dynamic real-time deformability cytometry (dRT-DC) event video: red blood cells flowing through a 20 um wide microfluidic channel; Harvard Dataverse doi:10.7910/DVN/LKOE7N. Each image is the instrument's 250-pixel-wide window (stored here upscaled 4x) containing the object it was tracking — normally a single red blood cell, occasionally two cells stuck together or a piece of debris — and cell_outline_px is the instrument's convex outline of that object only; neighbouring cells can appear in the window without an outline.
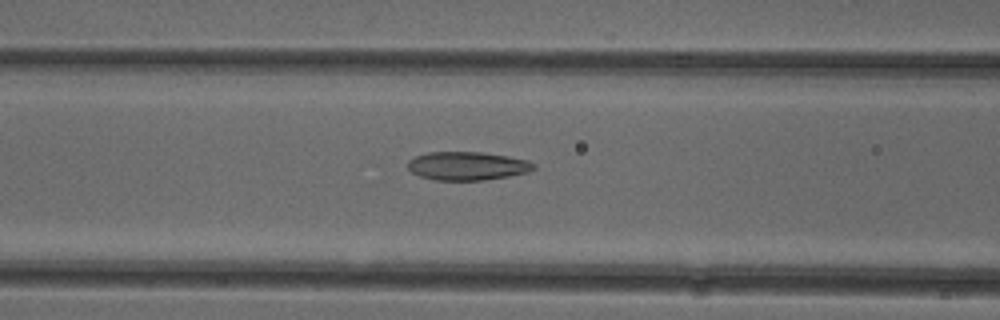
{"species": "common noctule bat (a hibernating species)", "species_latin": "Nyctalus noctula", "temperature_condition": "cold", "stored_images_in_passage": 52, "camera_frame_rate_fps": 3000, "um_per_image_px": 0.085, "animal": {"sex": "female"}, "frame": {"image": 1, "passage_image": 21, "time_ms": 6.667, "image_size_px": [1000, 320], "cell_outline_px": [[536, 168], [528, 172], [508, 176], [484, 180], [436, 180], [420, 176], [412, 172], [408, 168], [408, 160], [416, 156], [428, 152], [484, 152], [508, 156], [528, 160], [536, 164]], "centroid_in_image_um": [39.74, 14.1], "position_along_channel_um": 126.9, "area_um2": 20.92}}
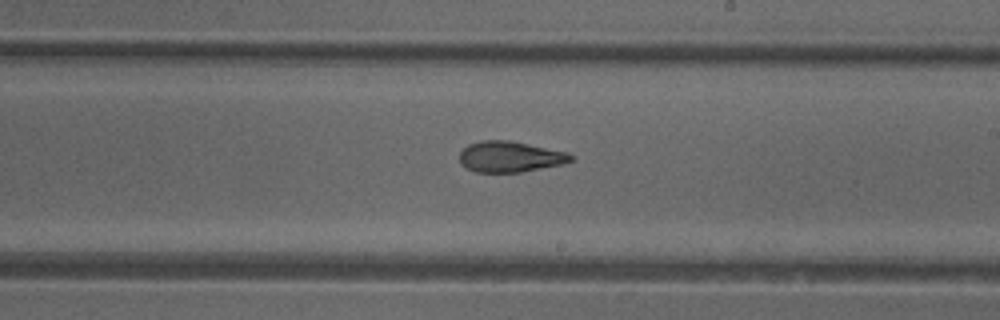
{"frame": {"image": 2, "passage_image": 30, "time_ms": 9.667, "image_size_px": [1000, 320], "cell_outline_px": [[576, 156], [572, 160], [560, 164], [520, 172], [476, 172], [460, 164], [460, 152], [468, 144], [480, 140], [508, 140], [568, 152]], "centroid_in_image_um": [43.34, 13.31], "position_along_channel_um": 245.7, "area_um2": 19.88}}
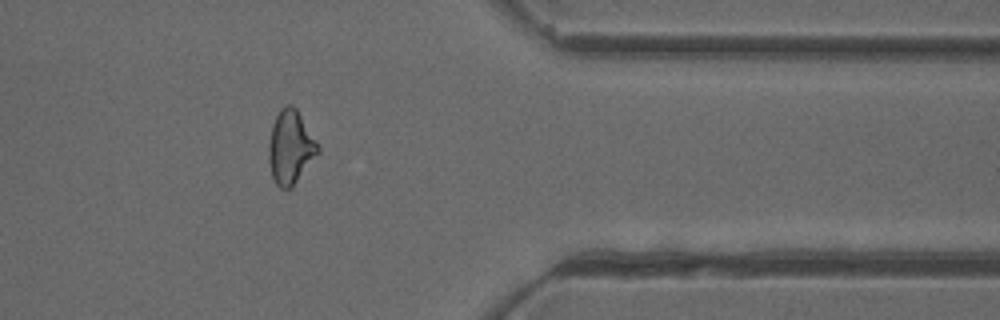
{"frame": {"image": 3, "passage_image": 42, "time_ms": 13.667, "image_size_px": [1000, 320], "cell_outline_px": [[320, 152], [292, 188], [280, 188], [276, 184], [272, 176], [268, 156], [268, 144], [272, 124], [280, 108], [288, 104], [292, 104], [296, 108], [316, 140], [320, 148]], "centroid_in_image_um": [24.69, 12.52], "position_along_channel_um": 386.7, "area_um2": 21.21}, "authors_computed_cell_mechanics": {"area_um2": 21.3282, "velocity_mm_per_s": 3.968, "shape_relaxation_time_tau1_ms": 5.9899, "shape_relaxation_time_tau2_ms": 2.9874, "deformation_change_tau1": 0.1486, "deformation_change_tau2": 0.108}}